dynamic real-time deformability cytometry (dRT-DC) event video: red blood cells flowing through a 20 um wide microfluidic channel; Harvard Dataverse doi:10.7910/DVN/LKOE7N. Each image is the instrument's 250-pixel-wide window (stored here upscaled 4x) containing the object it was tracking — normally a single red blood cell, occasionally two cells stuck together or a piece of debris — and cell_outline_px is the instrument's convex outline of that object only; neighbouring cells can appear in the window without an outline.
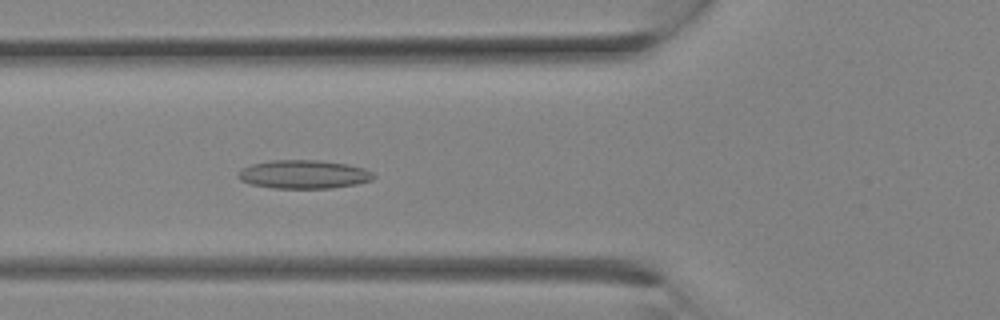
{"species": "Egyptian fruit bat (a non-hibernating species)", "species_latin": "Rousettus aegyptiacus", "temperature_condition": "room temperature", "stored_images_in_passage": 11, "camera_frame_rate_fps": 3000, "um_per_image_px": 0.085, "animal": {"sex": "female"}, "frame": {"image": 1, "passage_image": 11, "time_ms": 3.333, "image_size_px": [1000, 320], "cell_outline_px": [[376, 176], [372, 180], [356, 184], [332, 188], [272, 188], [252, 184], [240, 180], [236, 176], [240, 168], [252, 164], [268, 160], [316, 160], [348, 164], [364, 168], [372, 172]], "centroid_in_image_um": [25.8, 14.81], "position_along_channel_um": 100.0, "area_um2": 22.66}}